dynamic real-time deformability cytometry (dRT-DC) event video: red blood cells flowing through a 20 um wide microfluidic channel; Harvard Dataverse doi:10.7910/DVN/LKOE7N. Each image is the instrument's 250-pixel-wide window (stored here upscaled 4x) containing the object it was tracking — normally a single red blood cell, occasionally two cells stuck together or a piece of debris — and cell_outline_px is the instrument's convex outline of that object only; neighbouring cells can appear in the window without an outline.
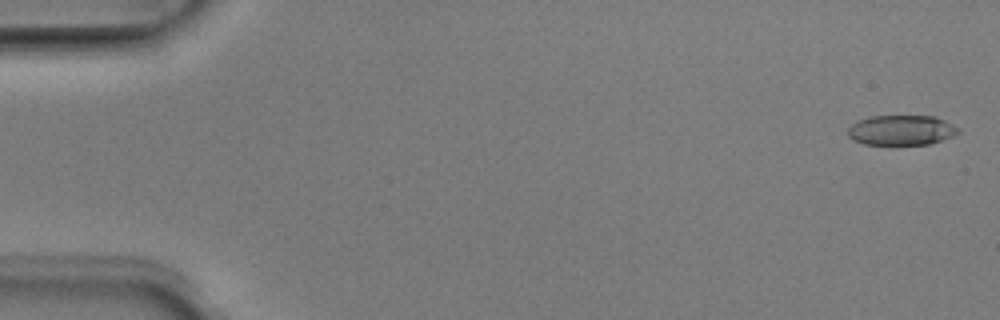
{"species": "Egyptian fruit bat (a non-hibernating species)", "species_latin": "Rousettus aegyptiacus", "temperature_condition": "room temperature", "stored_images_in_passage": 51, "camera_frame_rate_fps": 3000, "um_per_image_px": 0.085, "animal": {"sex": "male"}, "frame": {"image": 1, "passage_image": 2, "time_ms": 0.333, "image_size_px": [1000, 320], "cell_outline_px": [[960, 132], [952, 136], [928, 144], [864, 144], [852, 140], [848, 136], [848, 128], [856, 120], [868, 116], [932, 116], [944, 120], [960, 128]], "centroid_in_image_um": [76.58, 11.05], "position_along_channel_um": 8.4, "area_um2": 19.31}}
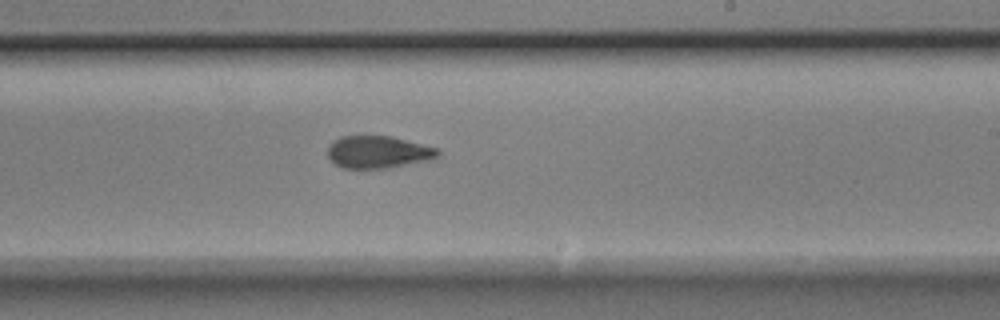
{"frame": {"image": 2, "passage_image": 31, "time_ms": 10.0, "image_size_px": [1000, 320], "cell_outline_px": [[440, 156], [436, 160], [388, 168], [340, 168], [328, 156], [328, 144], [332, 140], [340, 136], [392, 136], [440, 148]], "centroid_in_image_um": [32.21, 12.92], "position_along_channel_um": 256.8, "area_um2": 21.33}}
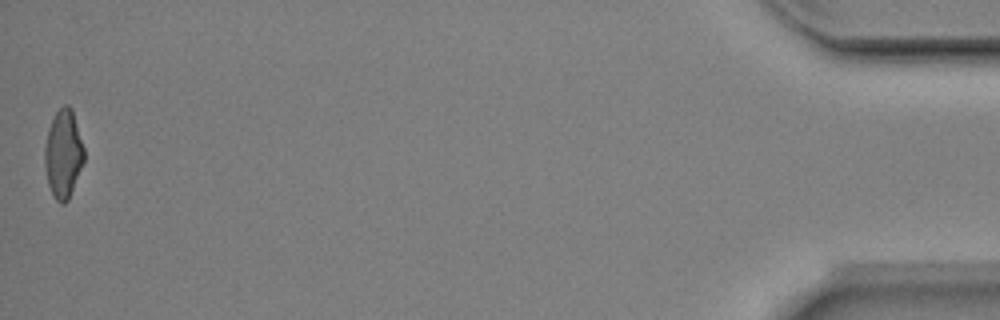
{"frame": {"image": 3, "passage_image": 51, "time_ms": 16.667, "image_size_px": [1000, 320], "cell_outline_px": [[84, 160], [68, 200], [64, 204], [60, 204], [52, 196], [48, 184], [44, 168], [44, 148], [48, 128], [56, 112], [64, 104], [68, 104], [72, 108], [84, 148]], "centroid_in_image_um": [5.36, 13.09], "position_along_channel_um": 429.8, "area_um2": 20.35}, "authors_computed_cell_mechanics": {"area_um2": 21.0392, "velocity_mm_per_s": 4.0164, "shape_relaxation_time_tau1_ms": 2.899, "shape_relaxation_time_tau2_ms": 1.8855, "deformation_change_tau1": 0.1674, "deformation_change_tau2": 0.0957}}